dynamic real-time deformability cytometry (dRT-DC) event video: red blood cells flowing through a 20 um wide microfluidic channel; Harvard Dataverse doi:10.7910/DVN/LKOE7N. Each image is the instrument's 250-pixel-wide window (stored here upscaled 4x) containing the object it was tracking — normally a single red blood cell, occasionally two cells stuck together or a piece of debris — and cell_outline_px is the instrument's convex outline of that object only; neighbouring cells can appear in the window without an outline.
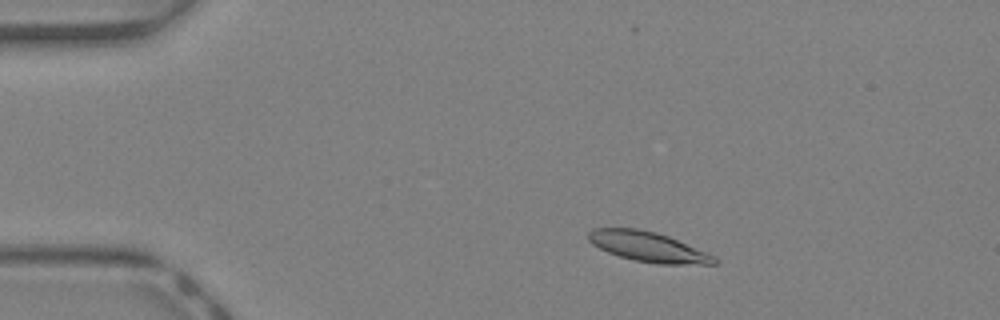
{"species": "Egyptian fruit bat (a non-hibernating species)", "species_latin": "Rousettus aegyptiacus", "temperature_condition": "warm", "stored_images_in_passage": 16, "camera_frame_rate_fps": 3000, "um_per_image_px": 0.085, "animal": {"sex": "female"}, "frame": {"image": 1, "passage_image": 3, "time_ms": 0.667, "image_size_px": [1000, 320], "cell_outline_px": [[720, 260], [716, 264], [660, 264], [632, 260], [608, 252], [592, 244], [588, 240], [588, 232], [592, 228], [636, 228], [656, 232], [668, 236], [716, 256]], "centroid_in_image_um": [55.1, 20.98], "position_along_channel_um": 29.9, "area_um2": 22.02}}
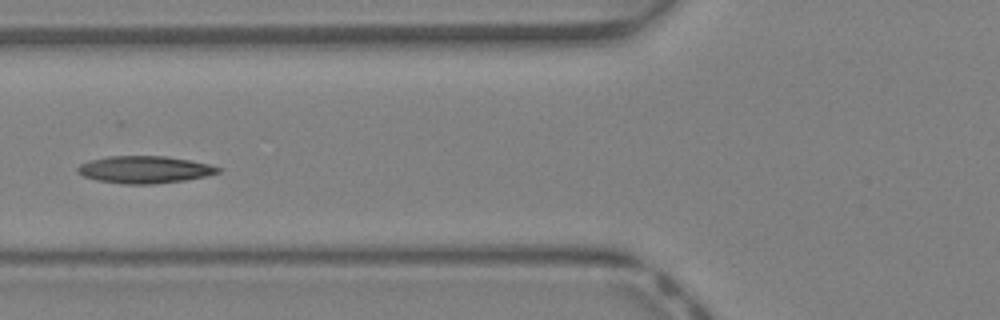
{"frame": {"image": 2, "passage_image": 12, "time_ms": 3.667, "image_size_px": [1000, 320], "cell_outline_px": [[224, 168], [220, 172], [208, 176], [184, 180], [152, 184], [120, 184], [96, 180], [84, 176], [76, 172], [76, 168], [80, 164], [92, 160], [108, 156], [164, 156], [188, 160], [208, 164]], "centroid_in_image_um": [12.29, 14.42], "position_along_channel_um": 113.5, "area_um2": 22.31}}
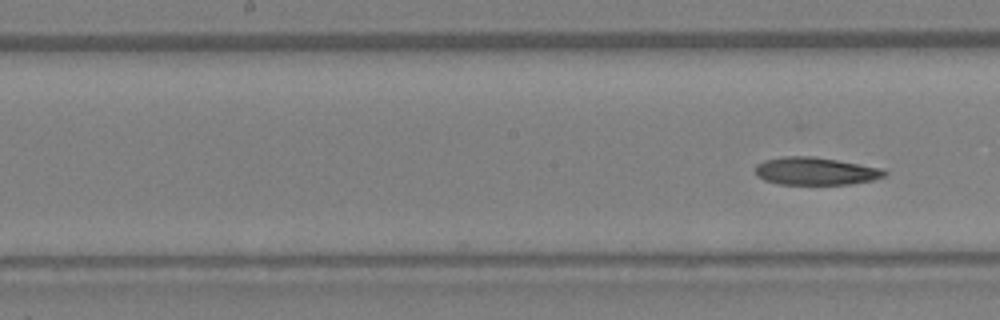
{"frame": {"image": 3, "passage_image": 16, "time_ms": 5.0, "image_size_px": [1000, 320], "cell_outline_px": [[888, 172], [884, 176], [876, 180], [852, 184], [780, 184], [764, 180], [756, 176], [756, 164], [764, 160], [784, 156], [812, 156], [884, 168]], "centroid_in_image_um": [69.35, 14.55], "position_along_channel_um": 178.9, "area_um2": 20.98}}